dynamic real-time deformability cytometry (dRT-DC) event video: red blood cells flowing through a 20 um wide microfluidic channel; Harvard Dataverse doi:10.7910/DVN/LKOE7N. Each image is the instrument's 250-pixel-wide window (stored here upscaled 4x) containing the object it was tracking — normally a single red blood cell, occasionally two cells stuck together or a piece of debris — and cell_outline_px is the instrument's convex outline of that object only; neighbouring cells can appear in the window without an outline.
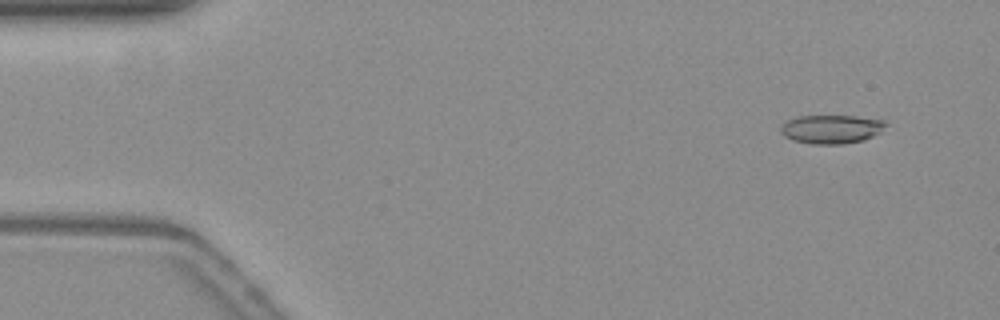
{"species": "common noctule bat (a hibernating species)", "species_latin": "Nyctalus noctula", "temperature_condition": "warm", "stored_images_in_passage": 54, "camera_frame_rate_fps": 3000, "um_per_image_px": 0.085, "animal": {"sex": "female", "body_mass_g": 19.3, "forearm_length_mm": 54.1}, "frame": {"image": 1, "passage_image": 4, "time_ms": 1.0, "image_size_px": [1000, 320], "cell_outline_px": [[888, 124], [872, 136], [860, 140], [840, 144], [812, 144], [792, 140], [784, 136], [780, 128], [788, 120], [800, 116], [856, 116], [884, 120]], "centroid_in_image_um": [70.65, 10.97], "position_along_channel_um": 14.4, "area_um2": 17.22}}
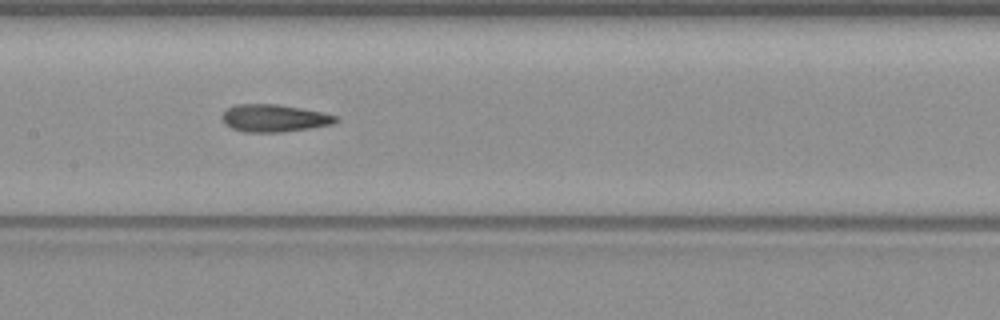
{"frame": {"image": 2, "passage_image": 26, "time_ms": 8.333, "image_size_px": [1000, 320], "cell_outline_px": [[336, 120], [332, 124], [308, 128], [280, 132], [244, 132], [232, 128], [224, 124], [220, 116], [228, 108], [236, 104], [276, 104], [300, 108], [320, 112], [336, 116]], "centroid_in_image_um": [23.22, 10.04], "position_along_channel_um": 184.2, "area_um2": 17.92}}
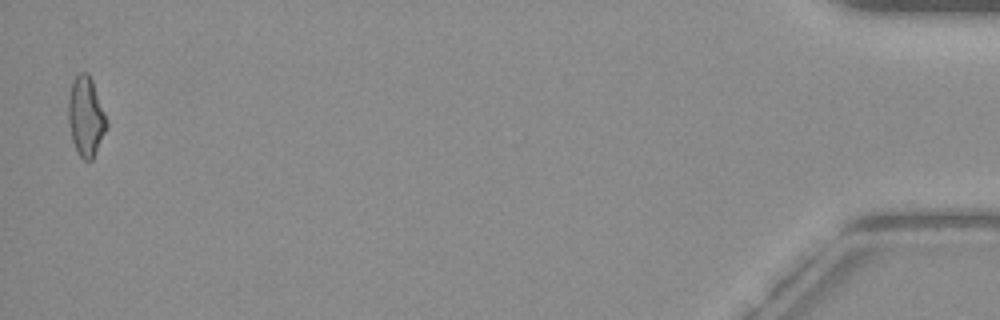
{"frame": {"image": 3, "passage_image": 53, "time_ms": 17.333, "image_size_px": [1000, 320], "cell_outline_px": [[108, 128], [92, 160], [84, 160], [76, 152], [72, 140], [68, 120], [68, 96], [72, 80], [80, 72], [88, 72], [92, 80], [108, 120]], "centroid_in_image_um": [7.3, 9.9], "position_along_channel_um": 427.9, "area_um2": 18.03}, "authors_computed_cell_mechanics": {"area_um2": 17.8891, "velocity_mm_per_s": 3.817, "shape_relaxation_time_tau1_ms": 10.0775, "shape_relaxation_time_tau2_ms": 2.5677, "deformation_change_tau1": 0.2527, "deformation_change_tau2": 0.1139}}